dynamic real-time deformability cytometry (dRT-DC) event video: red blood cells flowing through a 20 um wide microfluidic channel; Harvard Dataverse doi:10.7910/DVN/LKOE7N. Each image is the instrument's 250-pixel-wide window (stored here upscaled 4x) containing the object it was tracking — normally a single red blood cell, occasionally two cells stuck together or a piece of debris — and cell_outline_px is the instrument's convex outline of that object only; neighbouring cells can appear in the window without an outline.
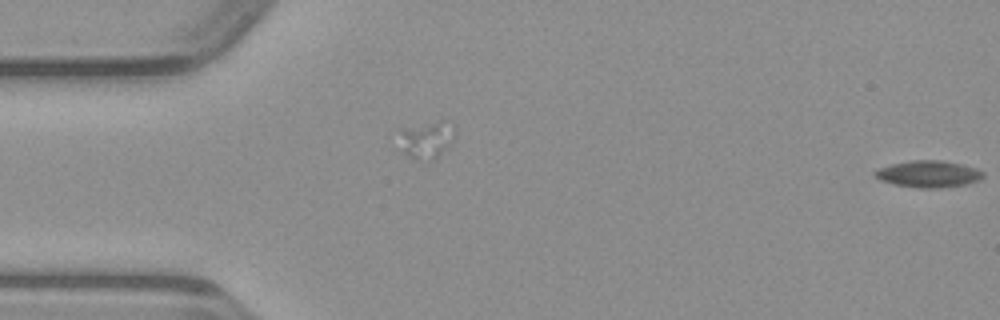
{"species": "common noctule bat (a hibernating species)", "species_latin": "Nyctalus noctula", "temperature_condition": "warm", "stored_images_in_passage": 51, "camera_frame_rate_fps": 3000, "um_per_image_px": 0.085, "animal": {"sex": "male", "body_mass_g": 23.1, "forearm_length_mm": 52.7}, "frame": {"image": 1, "passage_image": 1, "time_ms": 0.0, "image_size_px": [1000, 320], "cell_outline_px": [[984, 176], [980, 180], [964, 184], [940, 188], [920, 188], [896, 184], [880, 180], [872, 172], [880, 168], [892, 164], [912, 160], [940, 160], [964, 164], [976, 168], [984, 172]], "centroid_in_image_um": [78.96, 14.78], "position_along_channel_um": 6.0, "area_um2": 16.76}}
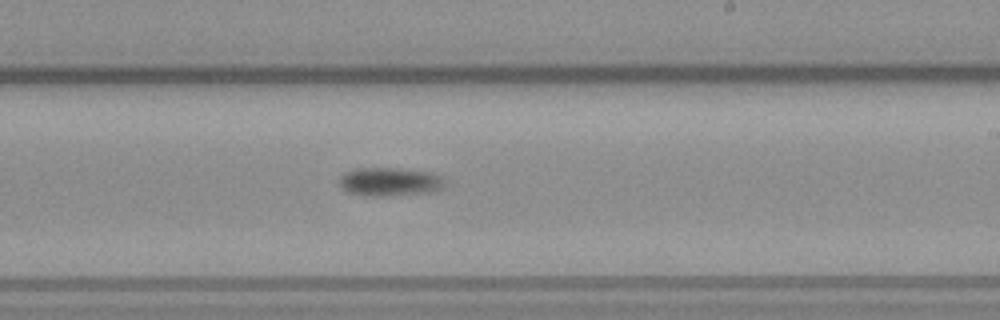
{"frame": {"image": 2, "passage_image": 30, "time_ms": 9.667, "image_size_px": [1000, 320], "cell_outline_px": [[444, 188], [436, 192], [388, 196], [368, 196], [348, 192], [340, 184], [340, 176], [344, 172], [352, 168], [396, 168], [428, 172], [440, 176], [444, 180]], "centroid_in_image_um": [33.14, 15.45], "position_along_channel_um": 255.9, "area_um2": 17.69}}
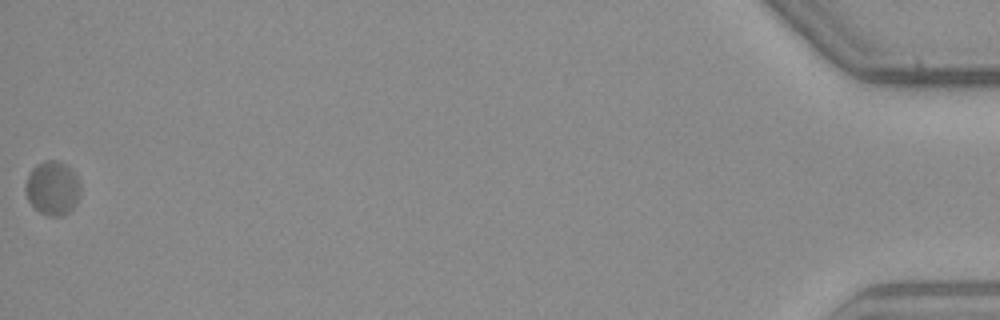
{"frame": {"image": 3, "passage_image": 51, "time_ms": 16.667, "image_size_px": [1000, 320], "cell_outline_px": [[80, 196], [76, 204], [64, 216], [48, 216], [40, 212], [28, 200], [24, 188], [24, 184], [32, 168], [36, 164], [44, 160], [56, 160], [64, 164], [76, 176], [80, 184]], "centroid_in_image_um": [4.45, 16.0], "position_along_channel_um": 430.7, "area_um2": 17.28}}